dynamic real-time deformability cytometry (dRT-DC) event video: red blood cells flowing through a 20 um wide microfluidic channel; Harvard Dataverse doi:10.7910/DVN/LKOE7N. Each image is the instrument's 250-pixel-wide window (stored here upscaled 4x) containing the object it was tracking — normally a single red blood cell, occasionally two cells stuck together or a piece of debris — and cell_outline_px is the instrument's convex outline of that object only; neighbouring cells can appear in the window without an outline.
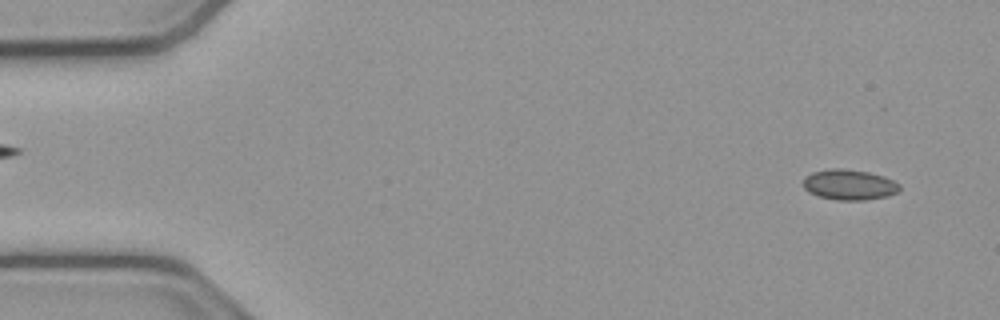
{"species": "common noctule bat (a hibernating species)", "species_latin": "Nyctalus noctula", "temperature_condition": "cold", "stored_images_in_passage": 53, "camera_frame_rate_fps": 3000, "um_per_image_px": 0.085, "animal": {"sex": "male", "body_mass_g": 23.1, "forearm_length_mm": 52.7}, "frame": {"image": 1, "passage_image": 3, "time_ms": 0.667, "image_size_px": [1000, 320], "cell_outline_px": [[900, 188], [896, 192], [888, 196], [864, 200], [836, 200], [816, 196], [808, 192], [804, 188], [804, 176], [812, 172], [832, 168], [840, 168], [868, 172], [884, 176], [900, 184]], "centroid_in_image_um": [72.16, 15.7], "position_along_channel_um": 12.8, "area_um2": 17.17}}
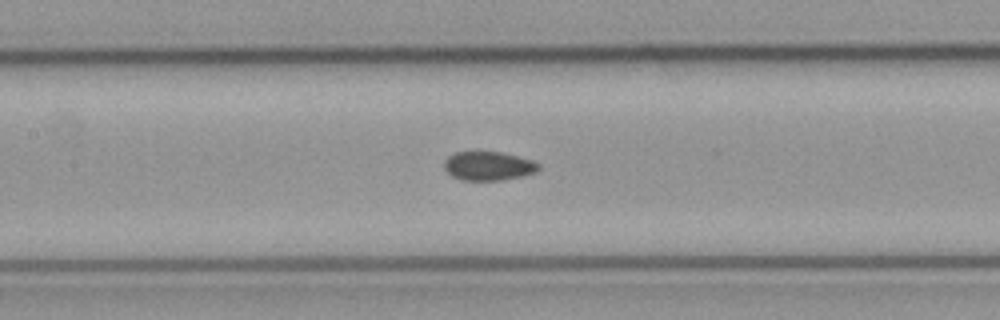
{"frame": {"image": 2, "passage_image": 24, "time_ms": 7.667, "image_size_px": [1000, 320], "cell_outline_px": [[540, 168], [536, 172], [520, 176], [500, 180], [464, 180], [452, 176], [444, 168], [444, 160], [448, 156], [456, 152], [500, 152], [532, 160], [540, 164]], "centroid_in_image_um": [41.51, 14.1], "position_along_channel_um": 165.9, "area_um2": 15.72}}
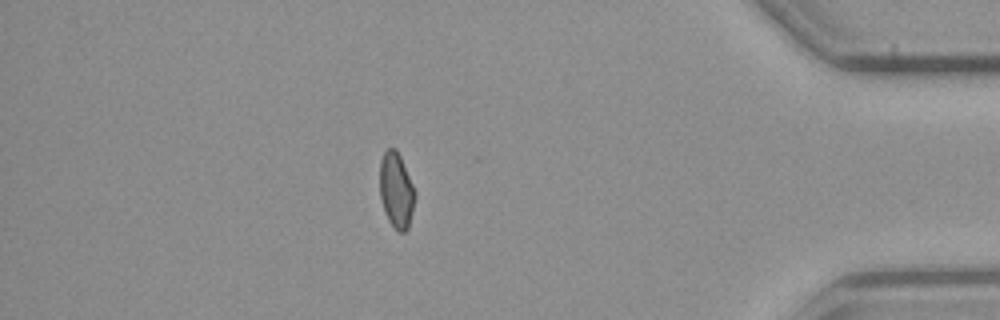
{"frame": {"image": 3, "passage_image": 46, "time_ms": 15.0, "image_size_px": [1000, 320], "cell_outline_px": [[416, 196], [408, 228], [404, 232], [396, 232], [388, 220], [384, 212], [380, 196], [380, 160], [384, 152], [388, 148], [396, 148], [400, 156], [416, 192]], "centroid_in_image_um": [33.68, 16.2], "position_along_channel_um": 401.5, "area_um2": 15.61}, "authors_computed_cell_mechanics": {"area_um2": 16.3574, "velocity_mm_per_s": 3.8231, "shape_relaxation_time_tau1_ms": null, "shape_relaxation_time_tau2_ms": 1.9944, "deformation_change_tau1": null, "deformation_change_tau2": 0.0607}}